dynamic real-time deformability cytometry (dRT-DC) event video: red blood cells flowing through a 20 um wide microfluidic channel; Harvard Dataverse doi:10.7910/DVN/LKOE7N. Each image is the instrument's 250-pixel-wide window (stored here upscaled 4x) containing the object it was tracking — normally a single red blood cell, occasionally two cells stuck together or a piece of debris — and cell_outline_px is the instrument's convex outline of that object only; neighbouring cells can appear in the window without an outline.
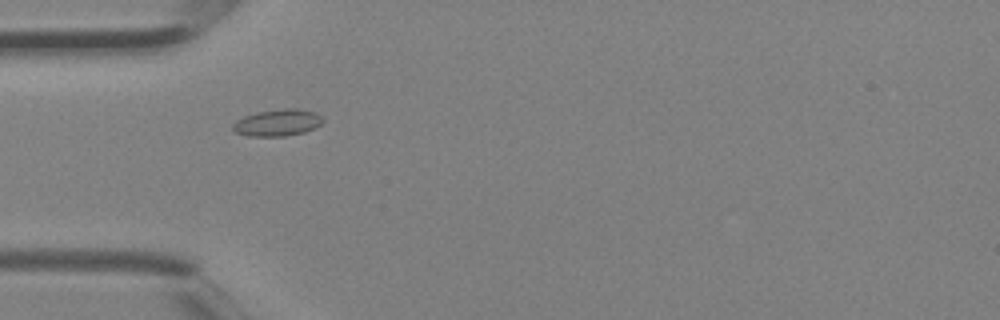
{"species": "Egyptian fruit bat (a non-hibernating species)", "species_latin": "Rousettus aegyptiacus", "temperature_condition": "room temperature", "stored_images_in_passage": 1, "camera_frame_rate_fps": 3000, "um_per_image_px": 0.085, "animal": {"sex": "female"}, "frame": {"image": 1, "passage_image": 1, "time_ms": 0.0, "image_size_px": [1000, 320], "cell_outline_px": [[324, 120], [316, 128], [304, 132], [284, 136], [248, 136], [236, 132], [232, 128], [232, 124], [236, 120], [244, 116], [256, 112], [284, 108], [296, 108], [316, 112]], "centroid_in_image_um": [23.59, 10.42], "position_along_channel_um": 61.4, "area_um2": 14.1}}